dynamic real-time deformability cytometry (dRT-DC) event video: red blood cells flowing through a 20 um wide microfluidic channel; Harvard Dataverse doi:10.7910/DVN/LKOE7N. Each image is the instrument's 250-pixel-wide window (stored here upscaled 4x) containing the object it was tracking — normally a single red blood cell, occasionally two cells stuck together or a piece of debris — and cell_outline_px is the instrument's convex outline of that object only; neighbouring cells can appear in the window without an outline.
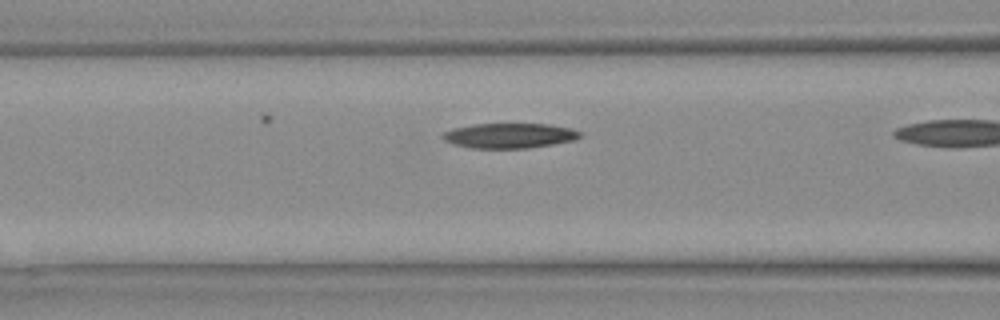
{"species": "Egyptian fruit bat (a non-hibernating species)", "species_latin": "Rousettus aegyptiacus", "temperature_condition": "warm", "stored_images_in_passage": 11, "camera_frame_rate_fps": 3000, "um_per_image_px": 0.085, "animal": {"sex": "female"}, "frame": {"image": 1, "passage_image": 4, "time_ms": 1.0, "image_size_px": [1000, 320], "cell_outline_px": [[580, 136], [572, 140], [552, 144], [528, 148], [468, 148], [452, 144], [444, 140], [440, 136], [444, 132], [452, 128], [476, 124], [548, 124], [572, 128], [580, 132]], "centroid_in_image_um": [43.24, 11.53], "position_along_channel_um": 123.4, "area_um2": 19.94}}